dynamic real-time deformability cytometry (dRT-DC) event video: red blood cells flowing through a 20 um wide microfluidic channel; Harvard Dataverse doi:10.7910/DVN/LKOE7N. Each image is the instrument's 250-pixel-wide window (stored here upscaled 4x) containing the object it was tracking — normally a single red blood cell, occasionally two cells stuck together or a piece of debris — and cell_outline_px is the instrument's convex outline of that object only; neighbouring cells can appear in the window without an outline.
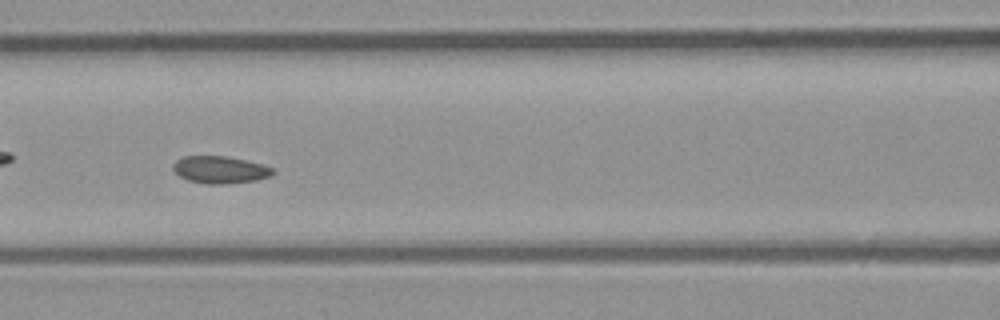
{"species": "common noctule bat (a hibernating species)", "species_latin": "Nyctalus noctula", "temperature_condition": "room temperature", "stored_images_in_passage": 42, "camera_frame_rate_fps": 3000, "um_per_image_px": 0.085, "animal": {"sex": "male", "body_mass_g": 23.1, "forearm_length_mm": 52.7}, "frame": {"image": 1, "passage_image": 13, "time_ms": 4.0, "image_size_px": [1000, 320], "cell_outline_px": [[276, 172], [272, 176], [256, 180], [228, 184], [208, 184], [188, 180], [180, 176], [172, 168], [172, 164], [176, 160], [184, 156], [228, 156], [264, 164], [276, 168]], "centroid_in_image_um": [18.77, 14.42], "position_along_channel_um": 147.8, "area_um2": 16.13}}
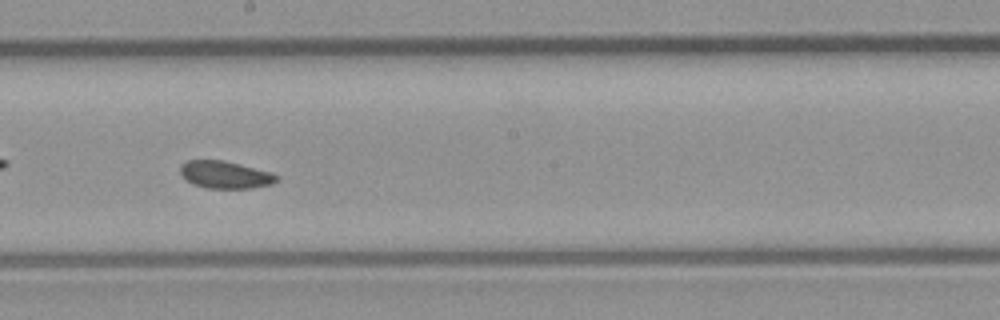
{"frame": {"image": 2, "passage_image": 19, "time_ms": 6.0, "image_size_px": [1000, 320], "cell_outline_px": [[276, 180], [272, 184], [252, 188], [208, 188], [192, 184], [180, 172], [180, 164], [188, 160], [224, 160], [272, 172], [276, 176]], "centroid_in_image_um": [19.12, 14.84], "position_along_channel_um": 229.1, "area_um2": 15.26}, "authors_computed_cell_mechanics": {"area_um2": 16.0684, "velocity_mm_per_s": 4.0751, "shape_relaxation_time_tau1_ms": null, "shape_relaxation_time_tau2_ms": 2.0763, "deformation_change_tau1": null, "deformation_change_tau2": 0.054}}